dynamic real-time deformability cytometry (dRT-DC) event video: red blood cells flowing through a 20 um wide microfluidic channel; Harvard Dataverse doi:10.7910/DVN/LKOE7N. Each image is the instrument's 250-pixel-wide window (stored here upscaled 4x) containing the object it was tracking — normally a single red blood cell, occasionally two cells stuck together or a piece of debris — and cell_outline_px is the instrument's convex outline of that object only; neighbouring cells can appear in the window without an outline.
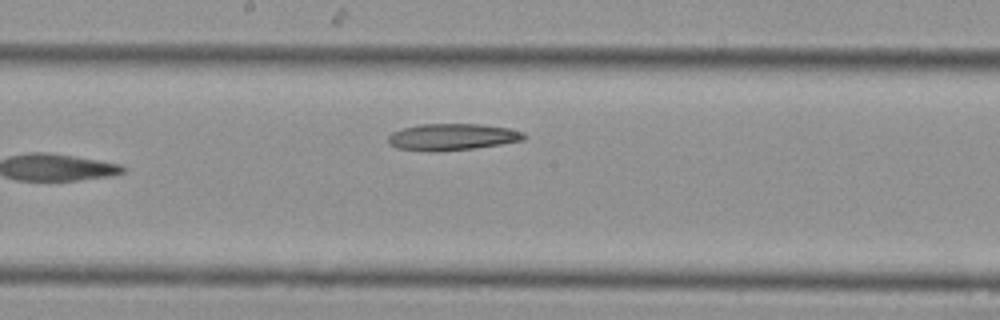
{"species": "Egyptian fruit bat (a non-hibernating species)", "species_latin": "Rousettus aegyptiacus", "temperature_condition": "cold", "stored_images_in_passage": 10, "camera_frame_rate_fps": 3000, "um_per_image_px": 0.085, "animal": {"sex": "female"}, "frame": {"image": 1, "passage_image": 10, "time_ms": 3.0, "image_size_px": [1000, 320], "cell_outline_px": [[528, 136], [524, 140], [500, 144], [472, 148], [436, 152], [432, 152], [396, 148], [388, 144], [388, 136], [392, 132], [404, 128], [420, 124], [480, 124], [508, 128], [524, 132]], "centroid_in_image_um": [38.43, 11.64], "position_along_channel_um": 209.8, "area_um2": 21.15}}